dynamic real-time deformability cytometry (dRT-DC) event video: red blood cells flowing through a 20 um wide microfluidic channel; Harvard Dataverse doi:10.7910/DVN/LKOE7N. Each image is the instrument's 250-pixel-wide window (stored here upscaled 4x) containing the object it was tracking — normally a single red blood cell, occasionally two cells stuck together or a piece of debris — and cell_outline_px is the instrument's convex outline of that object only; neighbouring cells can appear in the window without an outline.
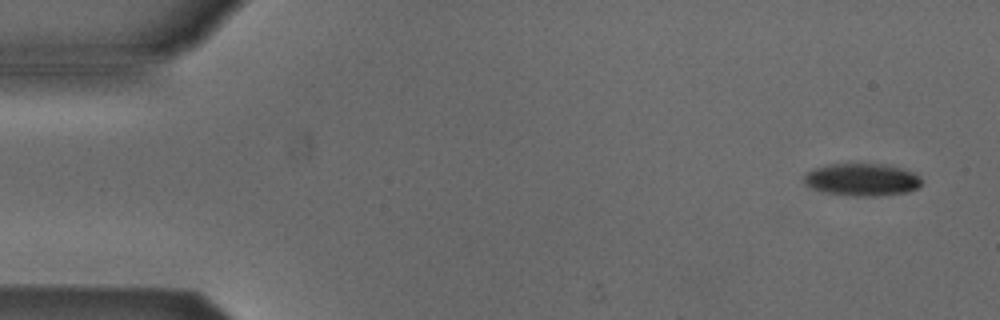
{"species": "Egyptian fruit bat (a non-hibernating species)", "species_latin": "Rousettus aegyptiacus", "temperature_condition": "cold", "stored_images_in_passage": 3, "camera_frame_rate_fps": 3000, "um_per_image_px": 0.085, "animal": {"sex": "male"}, "frame": {"image": 1, "passage_image": 3, "time_ms": 2.333, "image_size_px": [1000, 320], "cell_outline_px": [[920, 184], [916, 188], [908, 192], [876, 196], [852, 196], [824, 192], [812, 188], [804, 184], [804, 176], [812, 168], [828, 164], [884, 164], [900, 168], [912, 172], [920, 176]], "centroid_in_image_um": [73.23, 15.27], "position_along_channel_um": 11.8, "area_um2": 22.2}}